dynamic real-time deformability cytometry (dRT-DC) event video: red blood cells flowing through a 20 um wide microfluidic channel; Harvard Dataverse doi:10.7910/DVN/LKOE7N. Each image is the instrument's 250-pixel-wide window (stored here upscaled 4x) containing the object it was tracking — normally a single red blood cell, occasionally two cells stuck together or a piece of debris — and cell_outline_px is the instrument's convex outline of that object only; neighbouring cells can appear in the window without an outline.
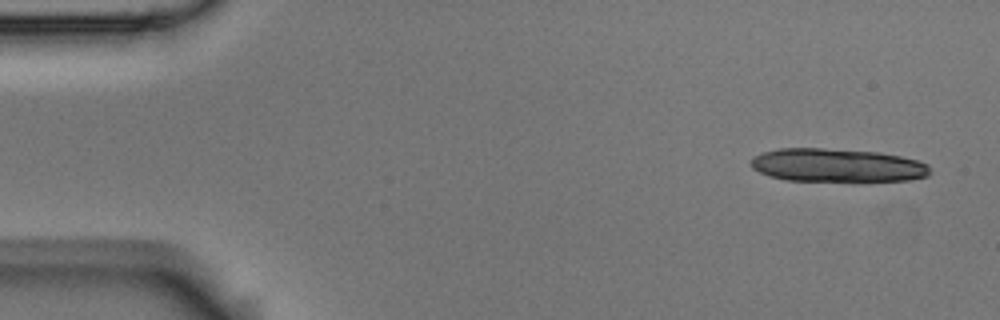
{"species": "Egyptian fruit bat (a non-hibernating species)", "species_latin": "Rousettus aegyptiacus", "temperature_condition": "room temperature", "stored_images_in_passage": 4, "camera_frame_rate_fps": 3000, "um_per_image_px": 0.085, "animal": {"sex": "male"}, "frame": {"image": 1, "passage_image": 1, "time_ms": 0.0, "image_size_px": [1000, 320], "cell_outline_px": [[932, 172], [928, 176], [908, 180], [784, 180], [768, 176], [752, 168], [752, 156], [764, 152], [780, 148], [824, 148], [880, 152], [900, 156], [916, 160], [928, 164]], "centroid_in_image_um": [71.16, 14.04], "position_along_channel_um": 13.8, "area_um2": 34.62}}